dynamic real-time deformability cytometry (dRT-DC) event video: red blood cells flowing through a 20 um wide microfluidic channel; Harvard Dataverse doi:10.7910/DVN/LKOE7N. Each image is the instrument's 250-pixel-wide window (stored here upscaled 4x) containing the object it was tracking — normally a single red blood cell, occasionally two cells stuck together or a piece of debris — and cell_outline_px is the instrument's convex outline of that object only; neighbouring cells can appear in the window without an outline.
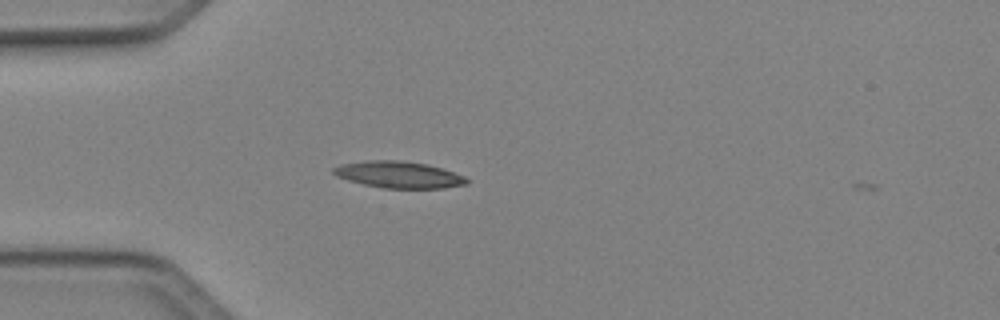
{"species": "Egyptian fruit bat (a non-hibernating species)", "species_latin": "Rousettus aegyptiacus", "temperature_condition": "cold", "stored_images_in_passage": 5, "camera_frame_rate_fps": 3000, "um_per_image_px": 0.085, "animal": {"sex": "female"}, "frame": {"image": 1, "passage_image": 4, "time_ms": 1.0, "image_size_px": [1000, 320], "cell_outline_px": [[468, 184], [444, 188], [384, 188], [364, 184], [348, 180], [336, 176], [332, 172], [332, 168], [340, 164], [364, 160], [400, 160], [428, 164], [464, 176], [468, 180]], "centroid_in_image_um": [33.86, 14.84], "position_along_channel_um": 51.1, "area_um2": 20.69}}